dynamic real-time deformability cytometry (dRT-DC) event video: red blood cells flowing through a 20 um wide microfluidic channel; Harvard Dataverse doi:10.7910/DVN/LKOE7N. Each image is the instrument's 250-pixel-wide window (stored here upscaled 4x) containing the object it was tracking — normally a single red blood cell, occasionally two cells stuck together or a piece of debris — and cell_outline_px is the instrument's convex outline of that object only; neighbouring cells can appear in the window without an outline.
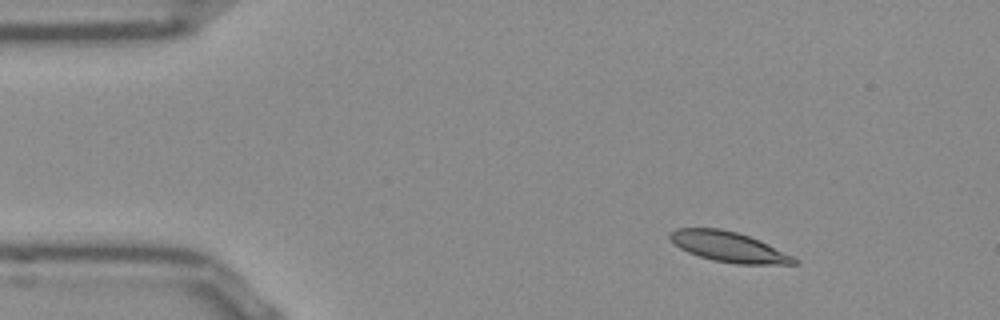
{"species": "Egyptian fruit bat (a non-hibernating species)", "species_latin": "Rousettus aegyptiacus", "temperature_condition": "room temperature", "stored_images_in_passage": 47, "camera_frame_rate_fps": 3000, "um_per_image_px": 0.085, "frame": {"image": 1, "passage_image": 1, "time_ms": 0.0, "image_size_px": [1000, 320], "cell_outline_px": [[796, 264], [736, 264], [712, 260], [688, 252], [680, 248], [668, 236], [668, 232], [676, 228], [720, 228], [736, 232], [760, 240], [792, 256], [796, 260]], "centroid_in_image_um": [61.89, 20.97], "position_along_channel_um": 23.1, "area_um2": 21.62}}
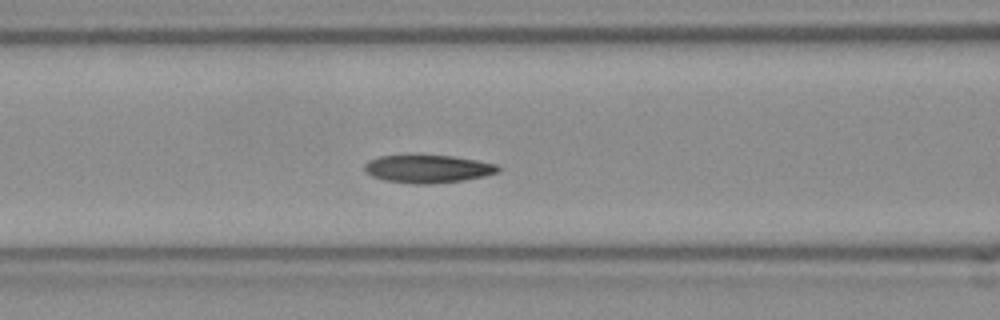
{"frame": {"image": 2, "passage_image": 15, "time_ms": 4.667, "image_size_px": [1000, 320], "cell_outline_px": [[500, 168], [496, 172], [484, 176], [464, 180], [432, 184], [416, 184], [384, 180], [372, 176], [364, 168], [364, 164], [368, 160], [380, 156], [452, 156], [476, 160], [496, 164]], "centroid_in_image_um": [36.36, 14.36], "position_along_channel_um": 130.2, "area_um2": 21.39}}
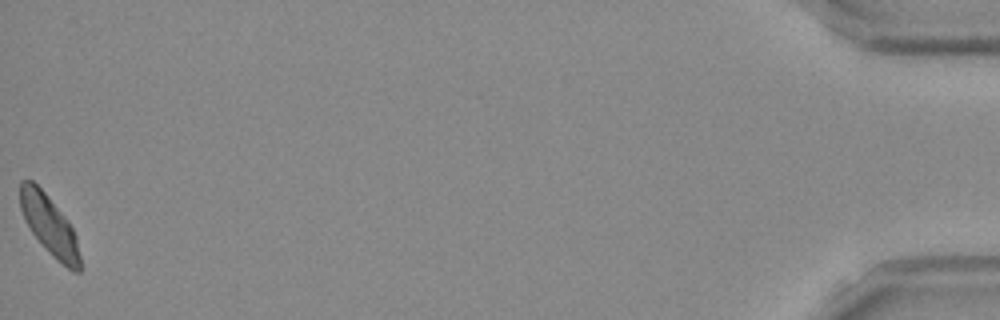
{"frame": {"image": 3, "passage_image": 47, "time_ms": 15.333, "image_size_px": [1000, 320], "cell_outline_px": [[80, 272], [72, 272], [56, 260], [48, 252], [32, 232], [24, 220], [20, 208], [20, 180], [32, 180], [48, 196], [68, 220], [76, 236], [80, 256]], "centroid_in_image_um": [4.2, 19.17], "position_along_channel_um": 431.0, "area_um2": 20.81}, "authors_computed_cell_mechanics": {"area_um2": 21.386, "velocity_mm_per_s": 3.7962, "shape_relaxation_time_tau1_ms": 8.3035, "shape_relaxation_time_tau2_ms": 3.375, "deformation_change_tau1": 0.1858, "deformation_change_tau2": 0.0703}}